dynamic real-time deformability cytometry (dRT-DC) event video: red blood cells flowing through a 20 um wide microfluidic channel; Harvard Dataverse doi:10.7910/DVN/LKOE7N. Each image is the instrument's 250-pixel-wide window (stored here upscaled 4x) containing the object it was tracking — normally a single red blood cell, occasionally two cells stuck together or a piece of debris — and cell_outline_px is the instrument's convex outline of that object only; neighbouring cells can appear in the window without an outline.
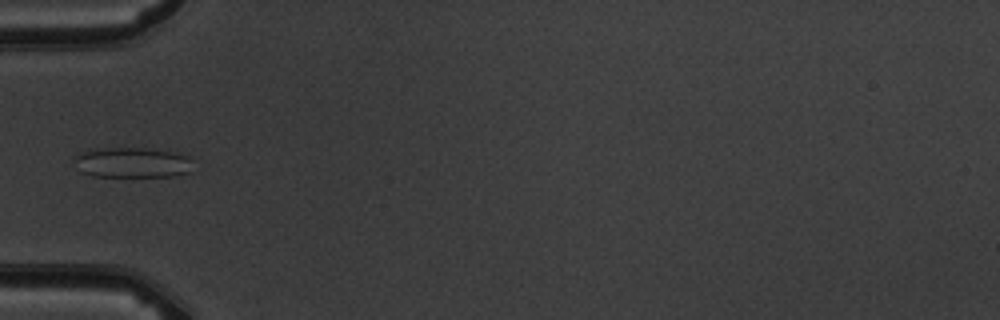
{"species": "common noctule bat (a hibernating species)", "species_latin": "Nyctalus noctula", "temperature_condition": "warm", "stored_images_in_passage": 6, "camera_frame_rate_fps": 3000, "um_per_image_px": 0.085, "animal": {"sex": "male", "body_mass_g": 19.5, "forearm_length_mm": 54.6}, "frame": {"image": 1, "passage_image": 5, "time_ms": 4.667, "image_size_px": [1000, 320], "cell_outline_px": [[192, 172], [172, 176], [92, 176], [80, 172], [72, 160], [80, 152], [96, 148], [144, 148], [176, 152], [192, 156]], "centroid_in_image_um": [11.26, 13.81], "position_along_channel_um": 73.7, "area_um2": 21.39}}